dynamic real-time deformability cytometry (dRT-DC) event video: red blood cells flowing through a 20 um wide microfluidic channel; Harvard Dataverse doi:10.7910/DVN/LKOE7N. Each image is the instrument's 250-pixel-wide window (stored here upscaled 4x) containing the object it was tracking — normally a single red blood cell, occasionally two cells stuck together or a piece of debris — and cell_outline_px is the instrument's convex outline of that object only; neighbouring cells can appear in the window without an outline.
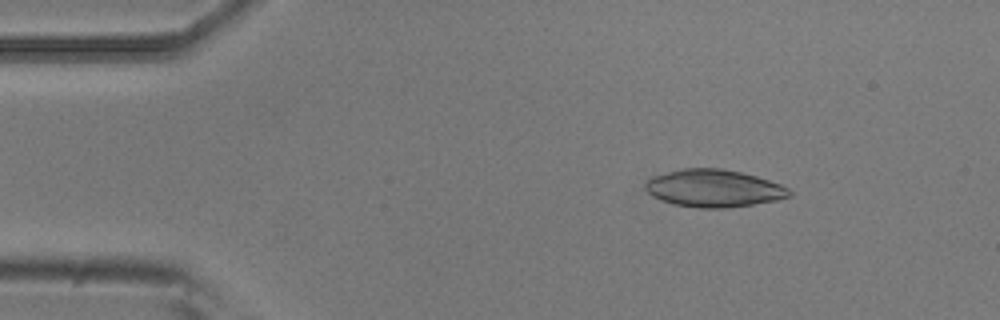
{"species": "common noctule bat (a hibernating species)", "species_latin": "Nyctalus noctula", "temperature_condition": "room temperature", "stored_images_in_passage": 4, "camera_frame_rate_fps": 3000, "um_per_image_px": 0.085, "animal": {"sex": "male", "body_mass_g": 20.5, "forearm_length_mm": 52.5}, "frame": {"image": 1, "passage_image": 2, "time_ms": 0.333, "image_size_px": [1000, 320], "cell_outline_px": [[792, 196], [776, 200], [752, 204], [724, 208], [696, 208], [676, 204], [660, 200], [652, 196], [644, 188], [644, 184], [652, 176], [680, 168], [720, 168], [740, 172], [756, 176], [780, 184], [788, 188], [792, 192]], "centroid_in_image_um": [60.65, 16.0], "position_along_channel_um": 24.4, "area_um2": 31.44}}